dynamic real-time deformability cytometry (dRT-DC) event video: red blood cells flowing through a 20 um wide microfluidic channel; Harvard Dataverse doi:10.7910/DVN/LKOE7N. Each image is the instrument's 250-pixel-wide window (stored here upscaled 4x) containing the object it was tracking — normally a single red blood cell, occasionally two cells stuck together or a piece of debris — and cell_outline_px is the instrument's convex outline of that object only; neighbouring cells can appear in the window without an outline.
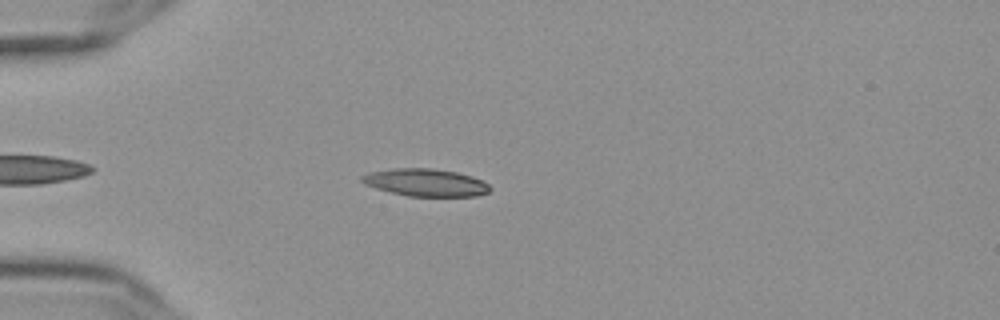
{"species": "Egyptian fruit bat (a non-hibernating species)", "species_latin": "Rousettus aegyptiacus", "temperature_condition": "cold", "stored_images_in_passage": 49, "camera_frame_rate_fps": 3000, "um_per_image_px": 0.085, "frame": {"image": 1, "passage_image": 8, "time_ms": 2.333, "image_size_px": [1000, 320], "cell_outline_px": [[492, 188], [488, 192], [476, 196], [408, 196], [376, 188], [360, 180], [360, 176], [372, 172], [396, 168], [432, 168], [456, 172], [472, 176], [488, 184]], "centroid_in_image_um": [36.21, 15.51], "position_along_channel_um": 48.8, "area_um2": 20.23}}
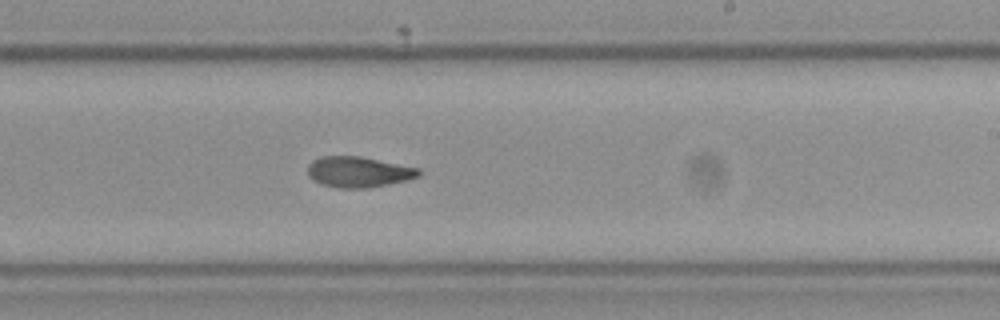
{"frame": {"image": 2, "passage_image": 27, "time_ms": 8.667, "image_size_px": [1000, 320], "cell_outline_px": [[420, 176], [388, 184], [364, 188], [336, 188], [320, 184], [312, 180], [308, 176], [308, 164], [312, 160], [324, 156], [360, 156], [420, 168]], "centroid_in_image_um": [30.43, 14.61], "position_along_channel_um": 258.6, "area_um2": 19.88}}
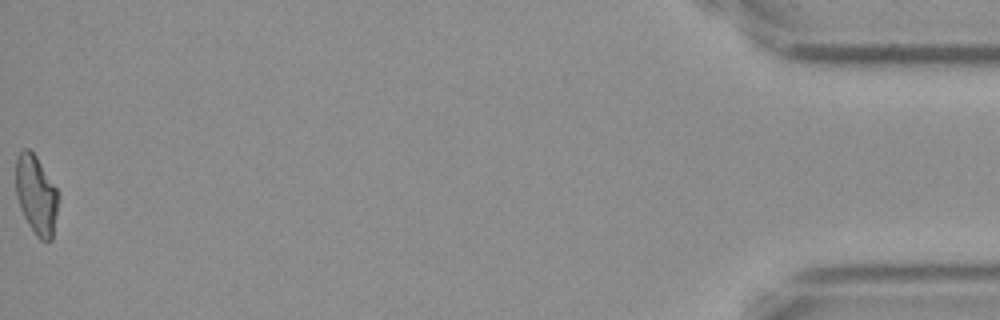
{"frame": {"image": 3, "passage_image": 49, "time_ms": 16.0, "image_size_px": [1000, 320], "cell_outline_px": [[60, 196], [52, 240], [48, 244], [40, 240], [36, 236], [24, 216], [20, 208], [16, 196], [16, 160], [20, 152], [24, 148], [28, 148], [36, 156], [60, 192]], "centroid_in_image_um": [3.11, 16.6], "position_along_channel_um": 432.1, "area_um2": 19.94}, "authors_computed_cell_mechanics": {"area_um2": 19.941, "velocity_mm_per_s": 3.6099, "shape_relaxation_time_tau1_ms": null, "shape_relaxation_time_tau2_ms": 4.1783, "deformation_change_tau1": null, "deformation_change_tau2": 0.1102}}